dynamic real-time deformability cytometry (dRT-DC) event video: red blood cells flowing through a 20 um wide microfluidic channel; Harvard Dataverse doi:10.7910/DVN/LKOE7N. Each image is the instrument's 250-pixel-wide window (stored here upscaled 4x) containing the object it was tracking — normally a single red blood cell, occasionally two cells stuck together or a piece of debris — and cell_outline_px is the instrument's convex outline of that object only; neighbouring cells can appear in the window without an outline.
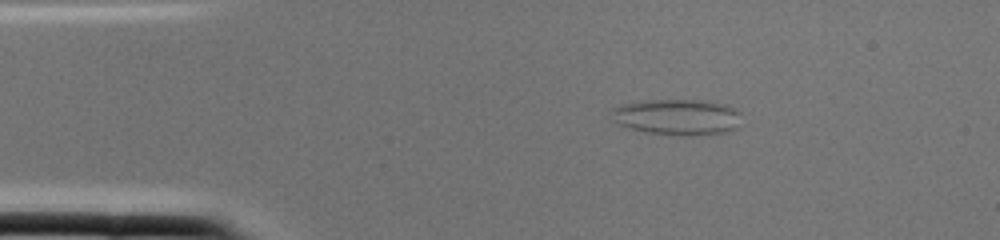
{"species": "common noctule bat (a hibernating species)", "species_latin": "Nyctalus noctula", "temperature_condition": "cold", "stored_images_in_passage": 1, "camera_frame_rate_fps": 3000, "um_per_image_px": 0.085, "animal": {"sex": "female", "body_mass_g": 22.0, "forearm_length_mm": 56.7}, "frame": {"image": 1, "passage_image": 1, "time_ms": 0.0, "image_size_px": [1000, 240], "cell_outline_px": [[740, 112], [736, 128], [728, 132], [648, 132], [632, 128], [620, 124], [608, 112], [612, 108], [624, 104], [648, 100], [704, 100], [724, 104], [736, 108]], "centroid_in_image_um": [57.55, 9.87], "position_along_channel_um": 27.4, "area_um2": 25.84}}